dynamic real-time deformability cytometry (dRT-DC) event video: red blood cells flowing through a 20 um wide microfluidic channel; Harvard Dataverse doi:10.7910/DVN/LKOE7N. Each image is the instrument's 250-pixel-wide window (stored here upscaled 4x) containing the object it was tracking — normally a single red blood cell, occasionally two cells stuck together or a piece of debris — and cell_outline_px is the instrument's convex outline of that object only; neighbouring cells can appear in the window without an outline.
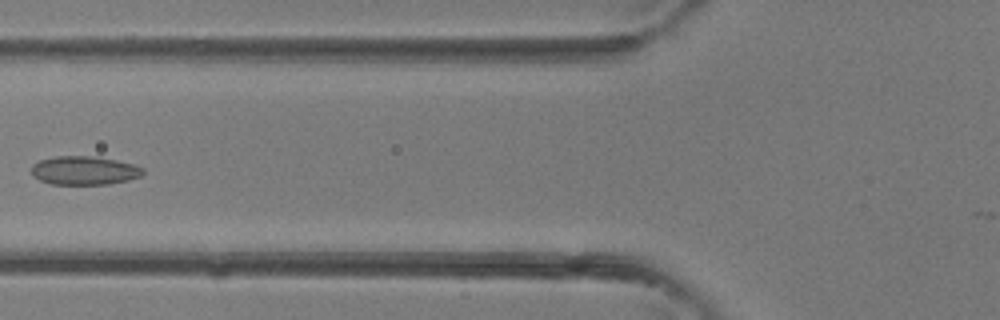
{"species": "common noctule bat (a hibernating species)", "species_latin": "Nyctalus noctula", "temperature_condition": "room temperature", "stored_images_in_passage": 4, "camera_frame_rate_fps": 3000, "um_per_image_px": 0.085, "animal": {"sex": "female"}, "frame": {"image": 1, "passage_image": 4, "time_ms": 1.0, "image_size_px": [1000, 320], "cell_outline_px": [[144, 172], [140, 176], [128, 180], [108, 184], [52, 184], [40, 180], [32, 176], [32, 164], [40, 160], [56, 156], [96, 156], [136, 164], [144, 168]], "centroid_in_image_um": [7.18, 14.48], "position_along_channel_um": 118.6, "area_um2": 18.73}}